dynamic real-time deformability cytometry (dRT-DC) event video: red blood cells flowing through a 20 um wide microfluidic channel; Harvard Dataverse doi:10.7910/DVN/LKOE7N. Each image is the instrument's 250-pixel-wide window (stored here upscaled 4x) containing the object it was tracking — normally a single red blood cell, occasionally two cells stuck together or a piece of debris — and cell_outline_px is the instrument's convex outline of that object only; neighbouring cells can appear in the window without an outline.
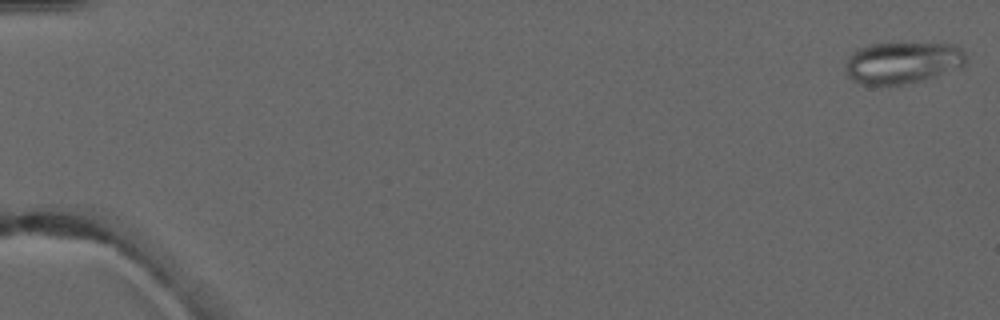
{"species": "common noctule bat (a hibernating species)", "species_latin": "Nyctalus noctula", "temperature_condition": "warm", "stored_images_in_passage": 5, "camera_frame_rate_fps": 3000, "um_per_image_px": 0.085, "animal": {"sex": "male", "forearm_length_mm": 52.5}, "frame": {"image": 1, "passage_image": 1, "time_ms": 0.0, "image_size_px": [1000, 320], "cell_outline_px": [[968, 60], [964, 68], [920, 80], [904, 84], [860, 84], [852, 80], [848, 76], [844, 68], [844, 64], [848, 56], [856, 48], [868, 44], [892, 40], [904, 40], [956, 44], [964, 52]], "centroid_in_image_um": [76.74, 5.24], "position_along_channel_um": 8.3, "area_um2": 30.98}}